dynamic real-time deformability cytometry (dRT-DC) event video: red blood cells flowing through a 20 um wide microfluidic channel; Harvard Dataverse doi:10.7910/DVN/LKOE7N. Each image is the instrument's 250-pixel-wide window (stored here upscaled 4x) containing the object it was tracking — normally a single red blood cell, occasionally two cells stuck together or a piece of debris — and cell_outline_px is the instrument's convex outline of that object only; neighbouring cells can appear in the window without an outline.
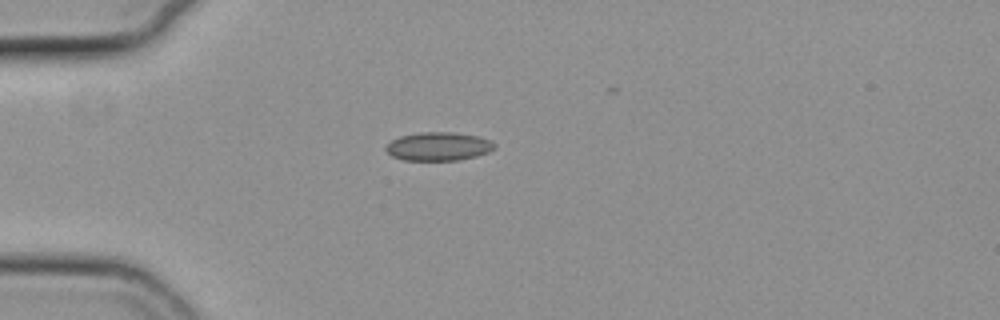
{"species": "common noctule bat (a hibernating species)", "species_latin": "Nyctalus noctula", "temperature_condition": "cold", "stored_images_in_passage": 52, "camera_frame_rate_fps": 3000, "um_per_image_px": 0.085, "animal": {"sex": "female", "body_mass_g": 19.3, "forearm_length_mm": 54.1}, "frame": {"image": 1, "passage_image": 15, "time_ms": 4.667, "image_size_px": [1000, 320], "cell_outline_px": [[496, 148], [488, 152], [476, 156], [460, 160], [404, 160], [392, 156], [384, 148], [392, 140], [400, 136], [420, 132], [452, 132], [480, 136], [492, 140], [496, 144]], "centroid_in_image_um": [37.31, 12.44], "position_along_channel_um": 47.7, "area_um2": 18.15}}
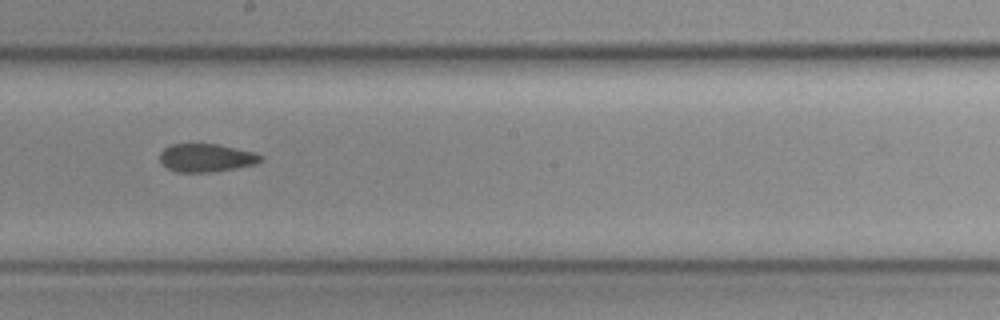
{"frame": {"image": 2, "passage_image": 31, "time_ms": 10.0, "image_size_px": [1000, 320], "cell_outline_px": [[264, 160], [256, 164], [236, 168], [208, 172], [176, 172], [168, 168], [160, 160], [160, 152], [164, 148], [172, 144], [216, 144], [252, 152], [264, 156]], "centroid_in_image_um": [17.54, 13.42], "position_along_channel_um": 230.7, "area_um2": 16.42}}
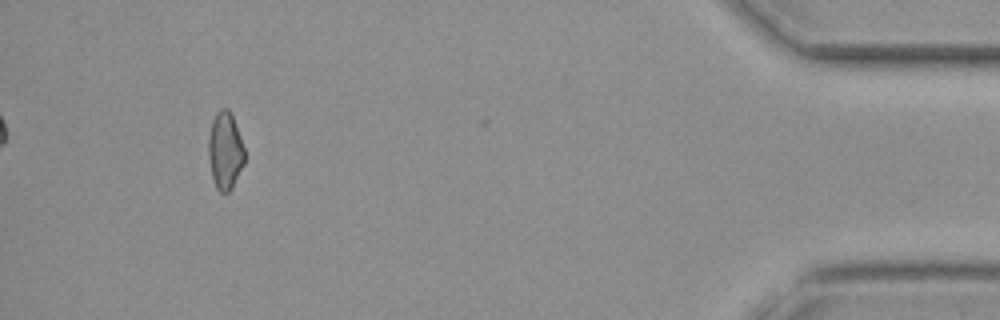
{"frame": {"image": 3, "passage_image": 51, "time_ms": 16.667, "image_size_px": [1000, 320], "cell_outline_px": [[244, 164], [232, 188], [224, 196], [216, 188], [212, 176], [208, 156], [208, 136], [212, 120], [216, 112], [224, 108], [228, 108], [232, 116], [244, 148]], "centroid_in_image_um": [19.12, 12.85], "position_along_channel_um": 416.1, "area_um2": 16.3}, "authors_computed_cell_mechanics": {"area_um2": 17.2533, "velocity_mm_per_s": 3.7947, "shape_relaxation_time_tau1_ms": null, "shape_relaxation_time_tau2_ms": 3.2816, "deformation_change_tau1": null, "deformation_change_tau2": 0.093}}